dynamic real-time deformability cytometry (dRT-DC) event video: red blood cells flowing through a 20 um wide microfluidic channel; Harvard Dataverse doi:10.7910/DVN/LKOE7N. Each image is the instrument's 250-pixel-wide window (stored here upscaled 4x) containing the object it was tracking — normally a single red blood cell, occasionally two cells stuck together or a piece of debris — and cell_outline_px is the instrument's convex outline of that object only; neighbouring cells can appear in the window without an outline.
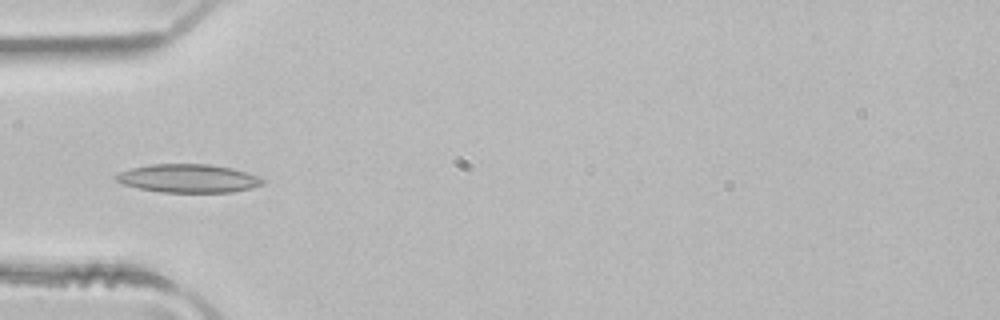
{"species": "common noctule bat (a hibernating species)", "species_latin": "Nyctalus noctula", "temperature_condition": "room temperature", "stored_images_in_passage": 34, "camera_frame_rate_fps": 3000, "um_per_image_px": 0.085, "animal": {"sex": "male", "body_mass_g": 21.5, "forearm_length_mm": 52.0}, "frame": {"image": 1, "passage_image": 1, "time_ms": 0.0, "image_size_px": [1000, 320], "cell_outline_px": [[268, 180], [264, 184], [252, 188], [232, 192], [160, 192], [140, 188], [124, 184], [116, 180], [112, 176], [120, 172], [132, 168], [148, 164], [208, 164], [232, 168]], "centroid_in_image_um": [16.02, 15.16], "position_along_channel_um": 69.0, "area_um2": 24.22}}
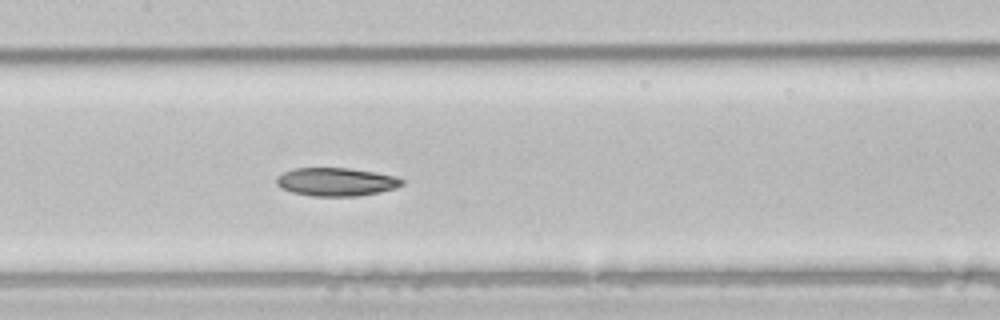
{"frame": {"image": 2, "passage_image": 9, "time_ms": 2.667, "image_size_px": [1000, 320], "cell_outline_px": [[404, 184], [396, 188], [380, 192], [360, 196], [312, 196], [292, 192], [280, 188], [276, 184], [276, 176], [292, 168], [348, 168], [396, 176], [404, 180]], "centroid_in_image_um": [28.56, 15.46], "position_along_channel_um": 178.8, "area_um2": 20.81}}
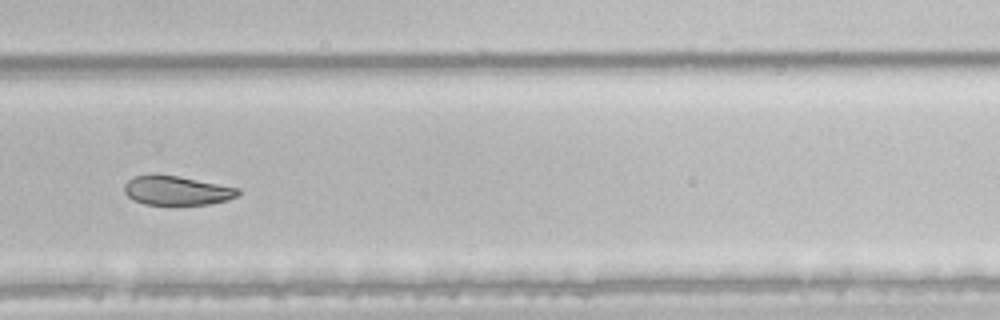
{"frame": {"image": 3, "passage_image": 19, "time_ms": 6.0, "image_size_px": [1000, 320], "cell_outline_px": [[240, 192], [236, 196], [228, 200], [212, 204], [144, 204], [132, 200], [124, 192], [124, 184], [132, 176], [176, 176], [240, 188]], "centroid_in_image_um": [15.03, 16.21], "position_along_channel_um": 314.8, "area_um2": 18.96}}